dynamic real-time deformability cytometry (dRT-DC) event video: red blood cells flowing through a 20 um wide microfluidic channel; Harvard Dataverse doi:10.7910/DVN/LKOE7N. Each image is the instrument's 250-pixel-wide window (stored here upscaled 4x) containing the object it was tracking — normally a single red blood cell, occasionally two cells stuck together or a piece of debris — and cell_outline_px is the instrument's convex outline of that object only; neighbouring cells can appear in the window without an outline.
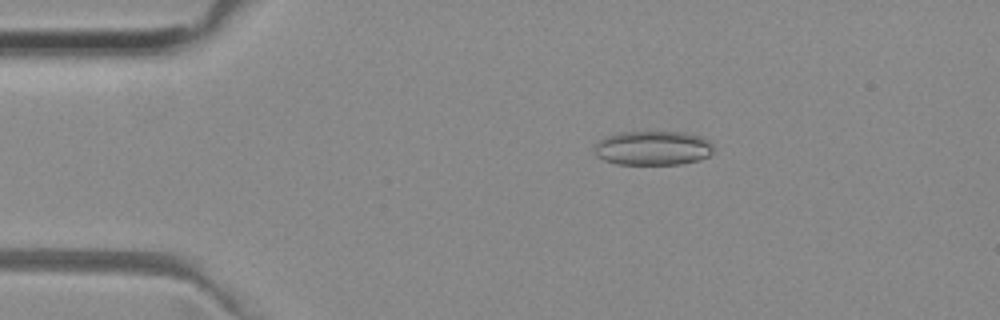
{"species": "common noctule bat (a hibernating species)", "species_latin": "Nyctalus noctula", "temperature_condition": "room temperature", "stored_images_in_passage": 44, "camera_frame_rate_fps": 3000, "um_per_image_px": 0.085, "animal": {"sex": "female", "body_mass_g": 29.2, "forearm_length_mm": 56.3}, "frame": {"image": 1, "passage_image": 2, "time_ms": 0.333, "image_size_px": [1000, 320], "cell_outline_px": [[712, 152], [708, 156], [700, 160], [680, 164], [616, 164], [604, 160], [596, 156], [596, 144], [604, 136], [620, 132], [684, 132], [700, 136], [708, 140], [712, 144]], "centroid_in_image_um": [55.5, 12.58], "position_along_channel_um": 29.5, "area_um2": 23.81}}
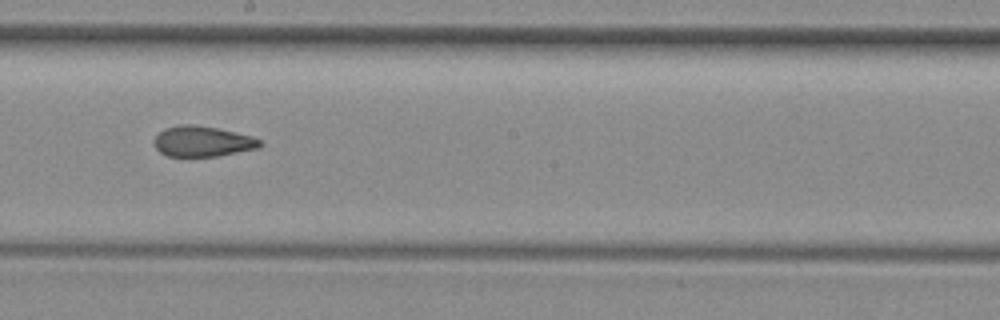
{"frame": {"image": 2, "passage_image": 21, "time_ms": 6.667, "image_size_px": [1000, 320], "cell_outline_px": [[260, 148], [216, 156], [168, 156], [160, 152], [156, 148], [156, 136], [164, 128], [180, 124], [192, 124], [216, 128], [252, 136], [260, 140]], "centroid_in_image_um": [17.22, 12.01], "position_along_channel_um": 231.0, "area_um2": 18.55}}
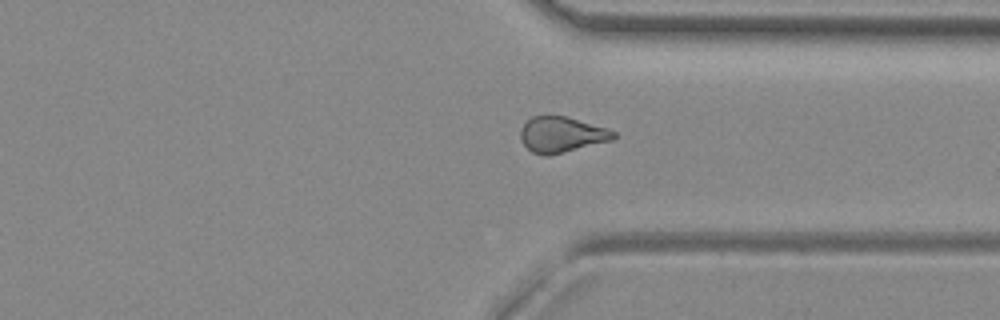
{"frame": {"image": 3, "passage_image": 31, "time_ms": 10.0, "image_size_px": [1000, 320], "cell_outline_px": [[616, 136], [612, 140], [548, 156], [544, 156], [532, 152], [520, 140], [520, 132], [524, 124], [532, 116], [568, 116], [616, 132]], "centroid_in_image_um": [47.71, 11.44], "position_along_channel_um": 363.7, "area_um2": 19.13}, "authors_computed_cell_mechanics": {"area_um2": 19.3341, "velocity_mm_per_s": 3.9931, "shape_relaxation_time_tau1_ms": null, "shape_relaxation_time_tau2_ms": 3.2971, "deformation_change_tau1": null, "deformation_change_tau2": 0.1159}}